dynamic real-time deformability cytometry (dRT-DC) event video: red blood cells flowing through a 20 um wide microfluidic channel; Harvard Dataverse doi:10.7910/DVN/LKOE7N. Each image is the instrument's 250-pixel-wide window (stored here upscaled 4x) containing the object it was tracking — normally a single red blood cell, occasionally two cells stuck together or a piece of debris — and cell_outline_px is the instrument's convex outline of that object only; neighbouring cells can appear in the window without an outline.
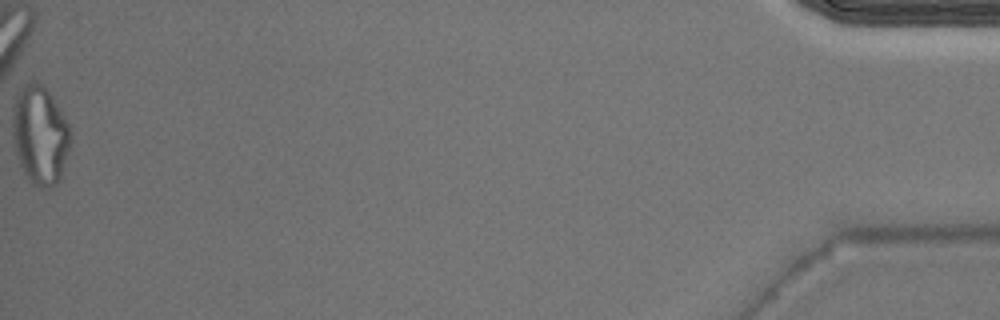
{"species": "Egyptian fruit bat (a non-hibernating species)", "species_latin": "Rousettus aegyptiacus", "temperature_condition": "warm", "stored_images_in_passage": 35, "camera_frame_rate_fps": 3000, "um_per_image_px": 0.085, "animal": {"sex": "male"}, "frame": {"image": 1, "passage_image": 35, "time_ms": 11.333, "image_size_px": [1000, 320], "cell_outline_px": [[72, 140], [60, 180], [52, 188], [44, 188], [32, 184], [24, 172], [20, 164], [12, 140], [12, 116], [16, 92], [28, 84], [40, 84], [52, 96], [68, 124]], "centroid_in_image_um": [3.4, 11.54], "position_along_channel_um": 431.8, "area_um2": 33.18}}